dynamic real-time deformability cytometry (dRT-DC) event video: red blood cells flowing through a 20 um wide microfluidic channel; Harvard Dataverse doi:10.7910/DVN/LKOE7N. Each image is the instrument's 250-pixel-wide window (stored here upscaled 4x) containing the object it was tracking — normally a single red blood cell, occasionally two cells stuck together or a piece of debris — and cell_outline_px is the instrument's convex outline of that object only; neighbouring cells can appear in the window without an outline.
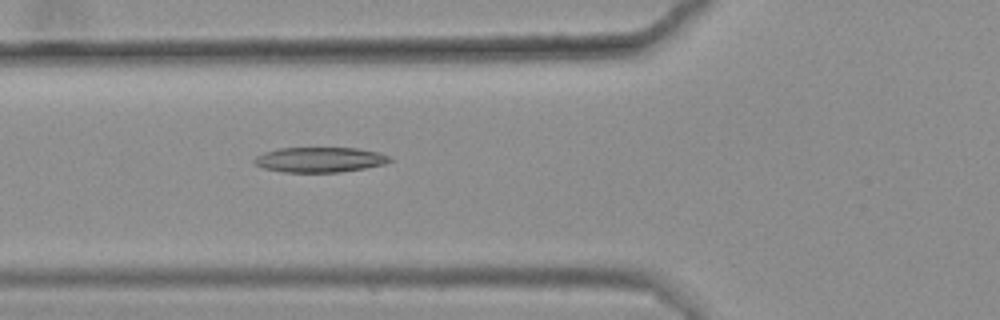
{"species": "common noctule bat (a hibernating species)", "species_latin": "Nyctalus noctula", "temperature_condition": "warm", "stored_images_in_passage": 34, "camera_frame_rate_fps": 3000, "um_per_image_px": 0.085, "animal": {"sex": "female", "body_mass_g": 25.1}, "frame": {"image": 1, "passage_image": 5, "time_ms": 1.333, "image_size_px": [1000, 320], "cell_outline_px": [[392, 160], [384, 164], [364, 168], [340, 172], [284, 172], [264, 168], [256, 164], [252, 160], [256, 156], [264, 152], [280, 148], [356, 148], [380, 152], [388, 156]], "centroid_in_image_um": [27.18, 13.57], "position_along_channel_um": 98.6, "area_um2": 19.71}}
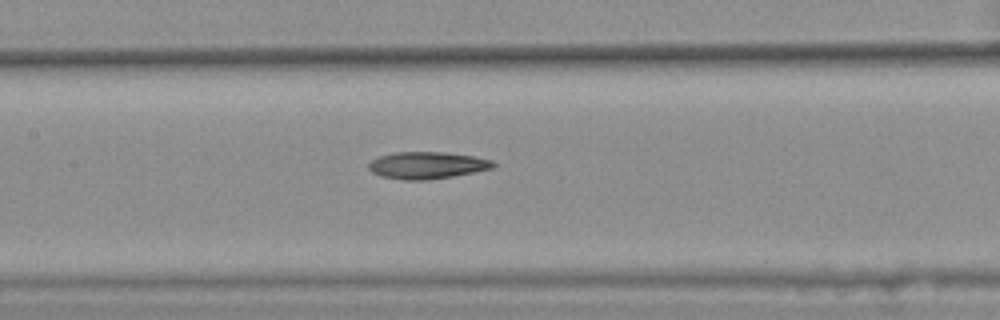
{"frame": {"image": 2, "passage_image": 11, "time_ms": 3.333, "image_size_px": [1000, 320], "cell_outline_px": [[496, 164], [492, 168], [452, 176], [428, 180], [404, 180], [380, 176], [372, 172], [368, 168], [368, 164], [372, 160], [380, 156], [396, 152], [444, 152], [472, 156], [492, 160]], "centroid_in_image_um": [36.27, 14.05], "position_along_channel_um": 171.1, "area_um2": 19.42}}
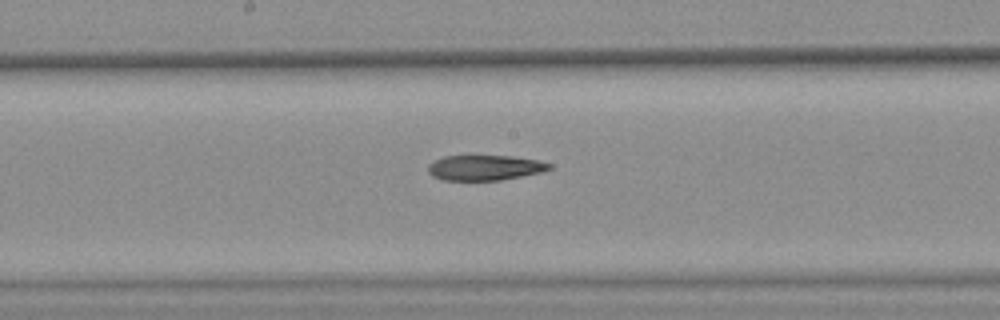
{"frame": {"image": 3, "passage_image": 14, "time_ms": 4.333, "image_size_px": [1000, 320], "cell_outline_px": [[552, 168], [540, 172], [500, 180], [444, 180], [432, 176], [428, 172], [428, 164], [444, 156], [512, 156], [536, 160], [552, 164]], "centroid_in_image_um": [41.18, 14.25], "position_along_channel_um": 207.0, "area_um2": 17.63}, "authors_computed_cell_mechanics": {"area_um2": 18.785, "velocity_mm_per_s": 3.6083, "shape_relaxation_time_tau1_ms": null, "shape_relaxation_time_tau2_ms": 10.2693, "deformation_change_tau1": null, "deformation_change_tau2": 0.2386}}